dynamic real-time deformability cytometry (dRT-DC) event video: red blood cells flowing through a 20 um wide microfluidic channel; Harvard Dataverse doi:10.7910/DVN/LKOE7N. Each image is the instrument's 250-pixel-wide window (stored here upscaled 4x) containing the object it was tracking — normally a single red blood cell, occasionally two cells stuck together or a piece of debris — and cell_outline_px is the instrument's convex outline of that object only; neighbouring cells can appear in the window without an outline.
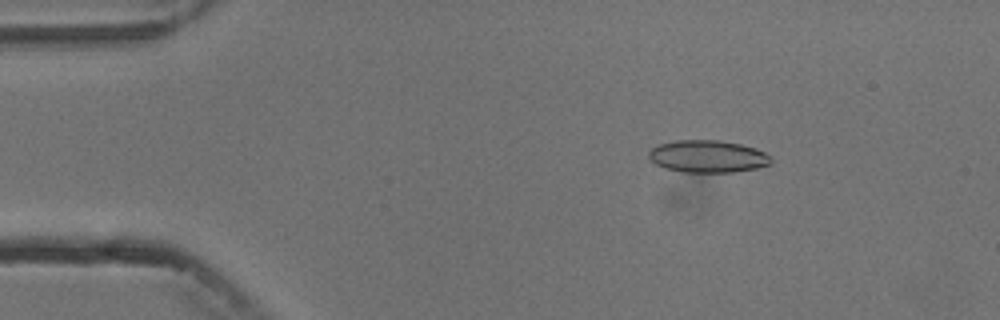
{"species": "common noctule bat (a hibernating species)", "species_latin": "Nyctalus noctula", "temperature_condition": "cold", "stored_images_in_passage": 4, "camera_frame_rate_fps": 3000, "um_per_image_px": 0.085, "animal": {"sex": "male", "body_mass_g": 13.3}, "frame": {"image": 1, "passage_image": 2, "time_ms": 1.333, "image_size_px": [1000, 320], "cell_outline_px": [[772, 164], [756, 168], [732, 172], [680, 172], [664, 168], [656, 164], [648, 156], [648, 152], [652, 148], [660, 144], [676, 140], [720, 140], [740, 144], [756, 148], [772, 156]], "centroid_in_image_um": [60.18, 13.29], "position_along_channel_um": 24.8, "area_um2": 23.12}}